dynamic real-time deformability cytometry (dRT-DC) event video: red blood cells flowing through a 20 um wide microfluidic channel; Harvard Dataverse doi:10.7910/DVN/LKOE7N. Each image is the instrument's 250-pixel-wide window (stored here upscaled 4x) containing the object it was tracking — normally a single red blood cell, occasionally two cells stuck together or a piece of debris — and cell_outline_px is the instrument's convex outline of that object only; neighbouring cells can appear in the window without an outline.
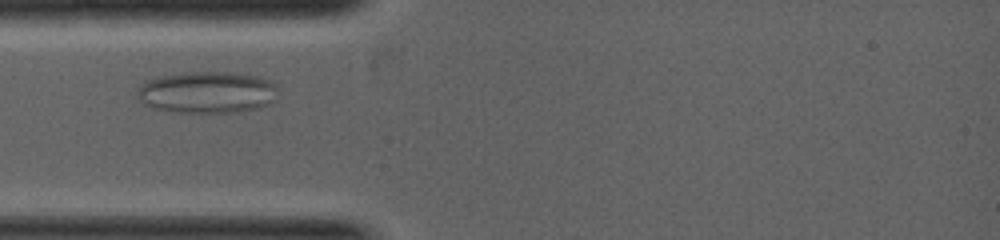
{"species": "common noctule bat (a hibernating species)", "species_latin": "Nyctalus noctula", "temperature_condition": "warm", "stored_images_in_passage": 5, "camera_frame_rate_fps": 5000, "um_per_image_px": 0.085, "animal": {"sex": "female", "body_mass_g": 19.0, "forearm_length_mm": 53.3}, "frame": {"image": 1, "passage_image": 4, "time_ms": 1.0, "image_size_px": [1000, 240], "cell_outline_px": [[280, 84], [272, 100], [268, 104], [256, 108], [236, 112], [172, 112], [152, 108], [144, 104], [136, 96], [136, 92], [140, 84], [148, 80], [164, 76], [188, 72], [224, 72], [260, 76], [272, 80]], "centroid_in_image_um": [17.61, 7.84], "position_along_channel_um": 67.4, "area_um2": 34.33}}